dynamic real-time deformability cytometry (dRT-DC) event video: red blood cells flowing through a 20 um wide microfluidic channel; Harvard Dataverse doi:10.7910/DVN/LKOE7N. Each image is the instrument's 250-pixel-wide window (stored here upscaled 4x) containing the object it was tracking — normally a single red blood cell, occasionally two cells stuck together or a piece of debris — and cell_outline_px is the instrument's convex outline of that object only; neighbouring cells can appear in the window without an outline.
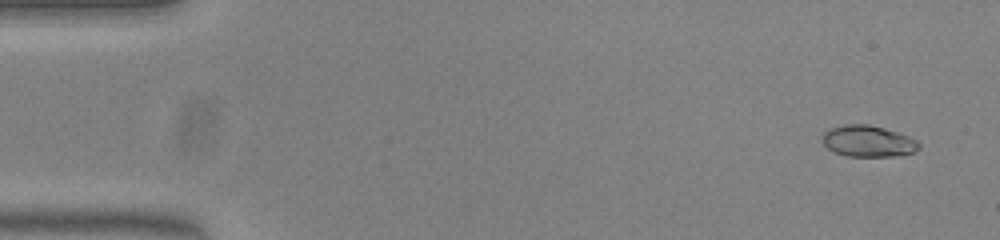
{"species": "common noctule bat (a hibernating species)", "species_latin": "Nyctalus noctula", "temperature_condition": "warm", "stored_images_in_passage": 52, "camera_frame_rate_fps": 3000, "um_per_image_px": 0.085, "animal": {"sex": "female", "body_mass_g": 23.0, "forearm_length_mm": 53.4}, "frame": {"image": 1, "passage_image": 3, "time_ms": 0.667, "image_size_px": [1000, 240], "cell_outline_px": [[920, 148], [916, 152], [892, 156], [848, 156], [836, 152], [828, 148], [824, 144], [824, 132], [828, 128], [844, 124], [868, 124], [884, 128], [908, 136], [916, 140], [920, 144]], "centroid_in_image_um": [73.81, 11.99], "position_along_channel_um": 11.2, "area_um2": 17.51}}
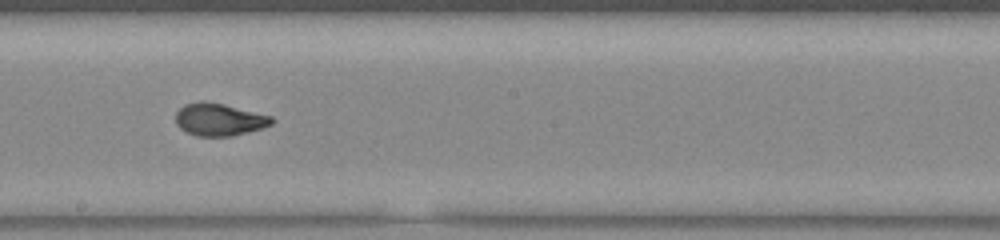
{"frame": {"image": 2, "passage_image": 29, "time_ms": 9.333, "image_size_px": [1000, 240], "cell_outline_px": [[276, 120], [272, 124], [248, 132], [232, 136], [196, 136], [184, 132], [176, 124], [176, 112], [184, 104], [200, 100], [204, 100], [224, 104], [272, 116]], "centroid_in_image_um": [18.61, 10.15], "position_along_channel_um": 229.6, "area_um2": 18.38}}
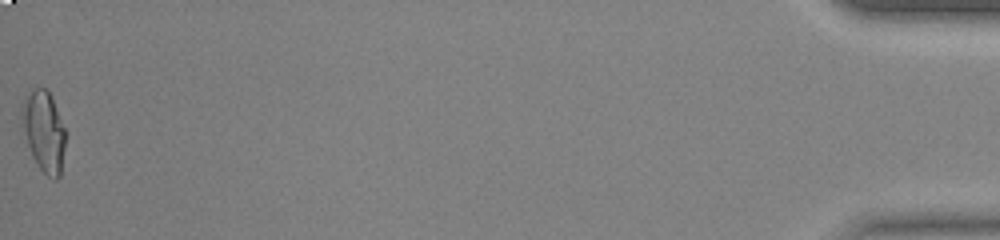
{"frame": {"image": 3, "passage_image": 52, "time_ms": 17.0, "image_size_px": [1000, 240], "cell_outline_px": [[64, 148], [60, 176], [56, 180], [48, 176], [40, 168], [32, 156], [28, 144], [20, 116], [20, 108], [24, 96], [32, 88], [44, 88], [48, 92], [52, 100], [64, 128]], "centroid_in_image_um": [3.69, 11.14], "position_along_channel_um": 431.5, "area_um2": 20.11}, "authors_computed_cell_mechanics": {"area_um2": 18.207, "velocity_mm_per_s": 3.977, "shape_relaxation_time_tau1_ms": null, "shape_relaxation_time_tau2_ms": 0.837, "deformation_change_tau1": null, "deformation_change_tau2": 0.0467}}